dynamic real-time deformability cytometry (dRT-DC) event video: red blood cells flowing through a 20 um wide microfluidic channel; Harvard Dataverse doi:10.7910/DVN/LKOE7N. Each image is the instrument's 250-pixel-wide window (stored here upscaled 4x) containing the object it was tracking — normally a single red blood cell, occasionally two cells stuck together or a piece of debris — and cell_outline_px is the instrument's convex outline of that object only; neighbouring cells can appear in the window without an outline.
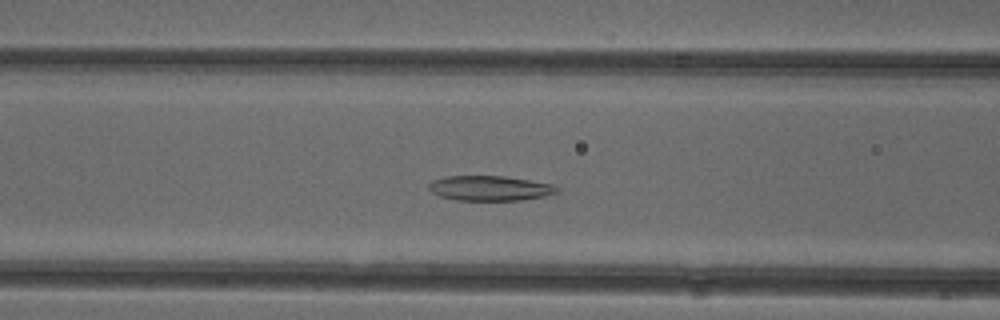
{"species": "common noctule bat (a hibernating species)", "species_latin": "Nyctalus noctula", "temperature_condition": "cold", "stored_images_in_passage": 48, "segment_of_instrument_passage": [1, 2], "camera_frame_rate_fps": 3000, "um_per_image_px": 0.085, "animal": {"sex": "female"}, "frame": {"image": 1, "passage_image": 16, "time_ms": 5.0, "image_size_px": [1000, 320], "cell_outline_px": [[560, 192], [544, 196], [524, 200], [456, 200], [440, 196], [432, 192], [428, 188], [428, 184], [432, 180], [444, 176], [504, 176], [556, 184], [560, 188]], "centroid_in_image_um": [41.69, 15.99], "position_along_channel_um": 124.9, "area_um2": 18.9}}
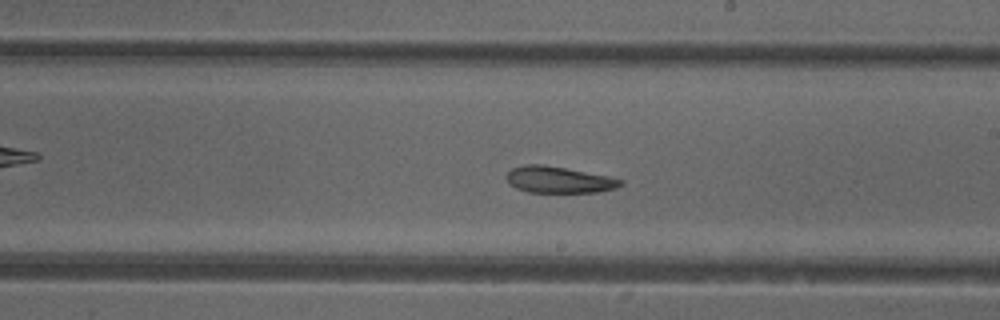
{"frame": {"image": 2, "passage_image": 25, "time_ms": 8.0, "image_size_px": [1000, 320], "cell_outline_px": [[624, 184], [616, 188], [596, 192], [528, 192], [516, 188], [508, 184], [504, 176], [512, 168], [524, 164], [544, 164], [608, 176], [624, 180]], "centroid_in_image_um": [47.46, 15.27], "position_along_channel_um": 241.5, "area_um2": 17.74}}
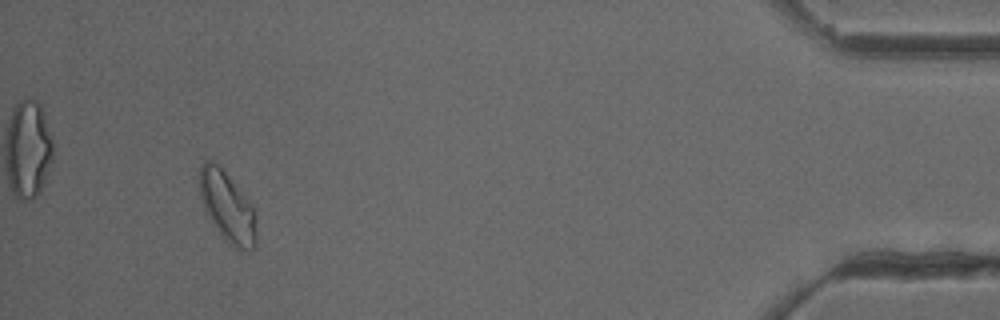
{"frame": {"image": 3, "passage_image": 44, "time_ms": 14.333, "image_size_px": [1000, 320], "cell_outline_px": [[256, 248], [248, 252], [240, 252], [232, 248], [220, 236], [208, 216], [204, 208], [200, 196], [200, 164], [204, 160], [208, 160], [216, 164], [228, 176], [252, 204], [256, 216]], "centroid_in_image_um": [19.36, 17.69], "position_along_channel_um": 415.8, "area_um2": 23.58}}